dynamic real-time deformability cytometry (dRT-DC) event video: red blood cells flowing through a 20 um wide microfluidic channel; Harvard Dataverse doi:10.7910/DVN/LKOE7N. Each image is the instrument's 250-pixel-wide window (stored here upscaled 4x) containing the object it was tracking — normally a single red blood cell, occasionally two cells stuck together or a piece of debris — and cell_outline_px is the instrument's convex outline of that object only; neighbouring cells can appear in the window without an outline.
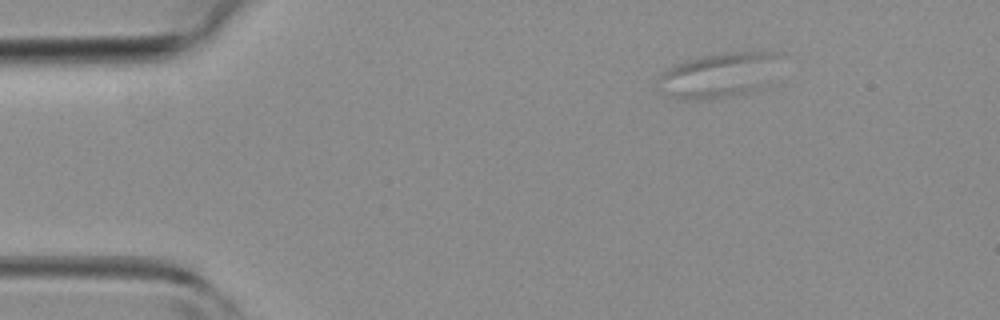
{"species": "common noctule bat (a hibernating species)", "species_latin": "Nyctalus noctula", "temperature_condition": "room temperature", "stored_images_in_passage": 4, "camera_frame_rate_fps": 3000, "um_per_image_px": 0.085, "animal": {"sex": "female", "body_mass_g": 19.3, "forearm_length_mm": 54.1}, "frame": {"image": 1, "passage_image": 2, "time_ms": 2.0, "image_size_px": [1000, 320], "cell_outline_px": [[780, 52], [756, 88], [748, 92], [732, 96], [704, 100], [688, 100], [672, 96], [660, 92], [656, 88], [656, 80], [668, 68], [676, 64], [700, 56], [728, 52]], "centroid_in_image_um": [60.86, 6.41], "position_along_channel_um": 24.1, "area_um2": 30.58}}
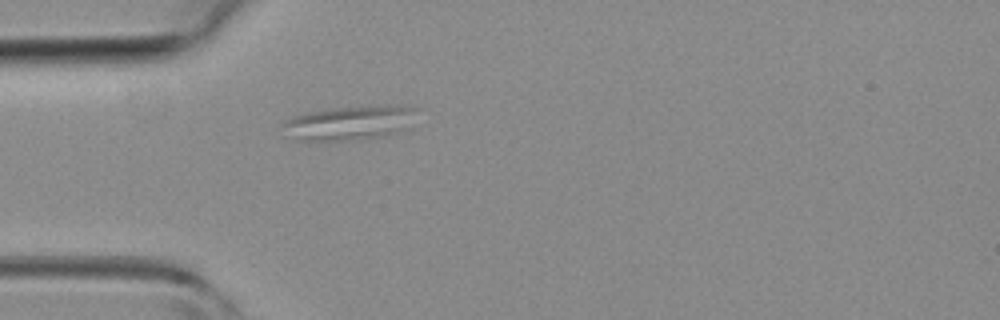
{"frame": {"image": 2, "passage_image": 4, "time_ms": 4.333, "image_size_px": [1000, 320], "cell_outline_px": [[420, 108], [404, 128], [388, 136], [364, 140], [324, 144], [300, 140], [280, 124], [288, 116], [300, 112], [324, 108], [380, 104], [412, 104]], "centroid_in_image_um": [29.72, 10.43], "position_along_channel_um": 55.3, "area_um2": 28.61}}